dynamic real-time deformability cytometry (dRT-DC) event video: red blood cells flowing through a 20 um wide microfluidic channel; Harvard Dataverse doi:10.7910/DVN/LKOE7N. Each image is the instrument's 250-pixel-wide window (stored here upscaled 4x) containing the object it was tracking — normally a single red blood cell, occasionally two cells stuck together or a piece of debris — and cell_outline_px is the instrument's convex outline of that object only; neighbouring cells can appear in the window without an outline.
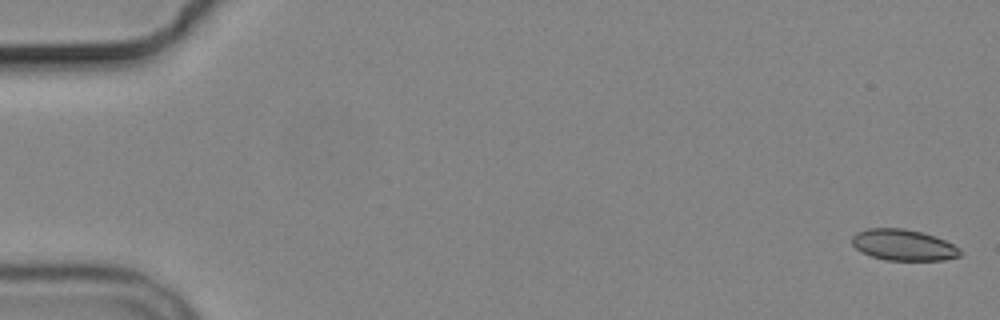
{"species": "common noctule bat (a hibernating species)", "species_latin": "Nyctalus noctula", "temperature_condition": "cold", "stored_images_in_passage": 9, "camera_frame_rate_fps": 3000, "um_per_image_px": 0.085, "animal": {"sex": "male", "body_mass_g": 19.2, "forearm_length_mm": 51.8}, "frame": {"image": 1, "passage_image": 1, "time_ms": 0.0, "image_size_px": [1000, 320], "cell_outline_px": [[960, 256], [944, 260], [884, 260], [860, 252], [852, 244], [852, 236], [856, 232], [868, 228], [904, 228], [936, 236], [960, 248]], "centroid_in_image_um": [76.76, 20.82], "position_along_channel_um": 8.2, "area_um2": 19.65}}
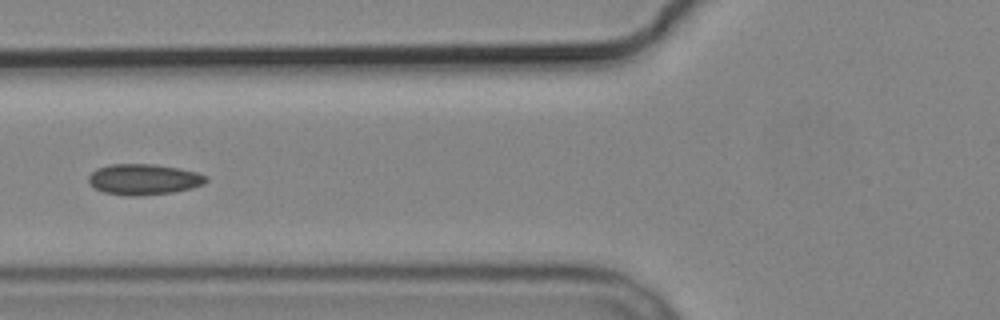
{"frame": {"image": 2, "passage_image": 7, "time_ms": 7.0, "image_size_px": [1000, 320], "cell_outline_px": [[208, 180], [204, 184], [192, 188], [172, 192], [136, 196], [128, 196], [104, 192], [88, 184], [88, 176], [96, 168], [108, 164], [152, 164], [180, 168], [196, 172], [208, 176]], "centroid_in_image_um": [12.21, 15.24], "position_along_channel_um": 113.6, "area_um2": 21.21}}
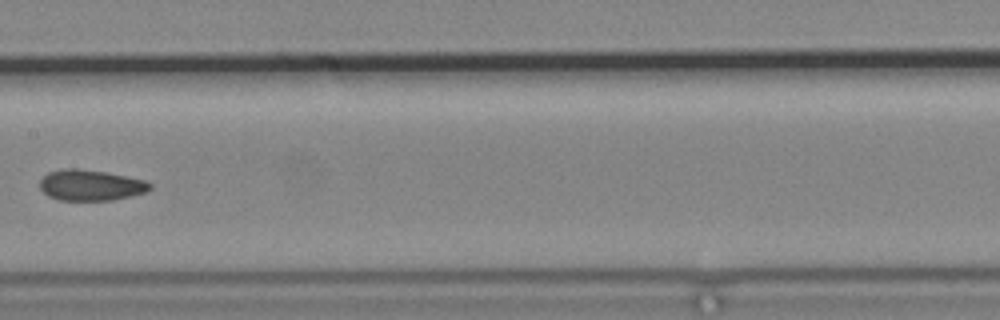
{"frame": {"image": 3, "passage_image": 9, "time_ms": 9.333, "image_size_px": [1000, 320], "cell_outline_px": [[152, 188], [144, 192], [112, 200], [56, 200], [48, 196], [40, 188], [40, 180], [48, 172], [68, 168], [76, 168], [104, 172], [144, 180], [152, 184]], "centroid_in_image_um": [7.67, 15.74], "position_along_channel_um": 199.7, "area_um2": 19.54}}